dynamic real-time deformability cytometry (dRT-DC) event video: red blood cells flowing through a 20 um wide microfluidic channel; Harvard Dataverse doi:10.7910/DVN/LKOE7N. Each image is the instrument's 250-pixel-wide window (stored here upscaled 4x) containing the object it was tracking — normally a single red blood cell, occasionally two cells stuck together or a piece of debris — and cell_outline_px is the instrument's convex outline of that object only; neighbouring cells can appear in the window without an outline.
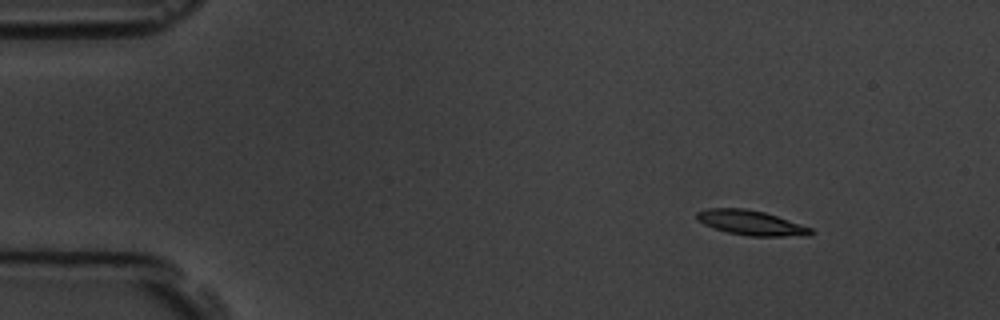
{"species": "common noctule bat (a hibernating species)", "species_latin": "Nyctalus noctula", "temperature_condition": "room temperature", "stored_images_in_passage": 4, "camera_frame_rate_fps": 3000, "um_per_image_px": 0.085, "animal": {"sex": "male", "body_mass_g": 19.5, "forearm_length_mm": 54.6}, "frame": {"image": 1, "passage_image": 1, "time_ms": 0.0, "image_size_px": [1000, 320], "cell_outline_px": [[816, 232], [808, 236], [748, 236], [728, 232], [704, 224], [696, 220], [696, 212], [708, 208], [744, 208], [764, 212], [812, 228]], "centroid_in_image_um": [63.85, 18.94], "position_along_channel_um": 21.2, "area_um2": 16.42}}
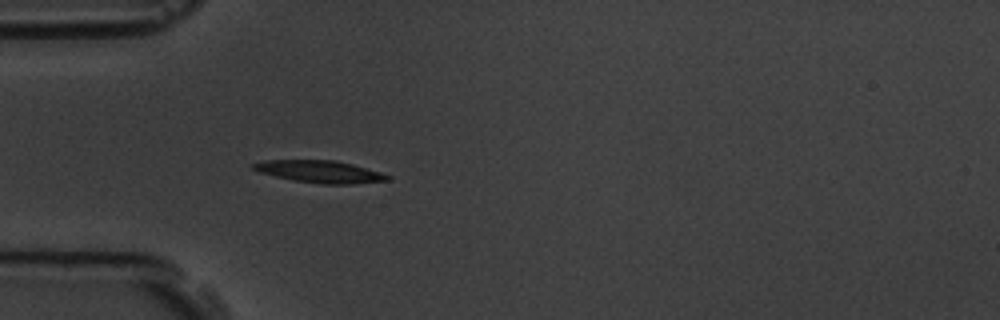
{"frame": {"image": 2, "passage_image": 4, "time_ms": 3.333, "image_size_px": [1000, 320], "cell_outline_px": [[392, 180], [348, 184], [320, 184], [292, 180], [260, 172], [252, 168], [248, 164], [264, 160], [336, 160], [352, 164], [380, 172], [392, 176]], "centroid_in_image_um": [27.18, 14.58], "position_along_channel_um": 57.8, "area_um2": 17.46}}